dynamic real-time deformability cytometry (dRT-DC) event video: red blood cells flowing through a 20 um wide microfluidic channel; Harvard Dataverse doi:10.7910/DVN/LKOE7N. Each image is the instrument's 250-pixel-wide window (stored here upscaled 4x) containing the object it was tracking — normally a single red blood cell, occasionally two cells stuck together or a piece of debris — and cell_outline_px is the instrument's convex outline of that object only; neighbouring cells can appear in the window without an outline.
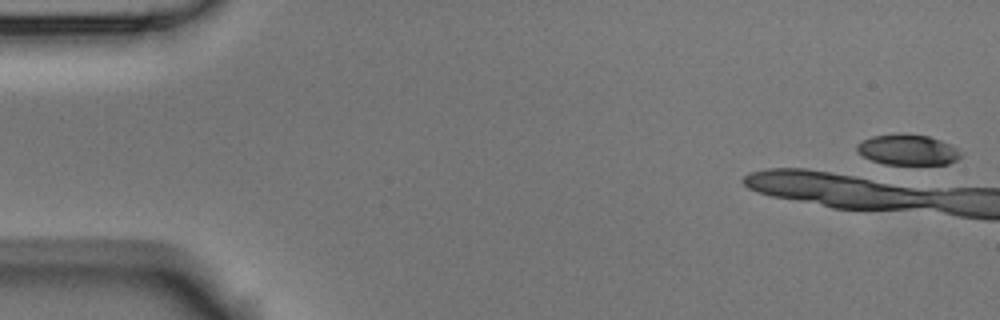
{"species": "Egyptian fruit bat (a non-hibernating species)", "species_latin": "Rousettus aegyptiacus", "temperature_condition": "room temperature", "stored_images_in_passage": 1, "camera_frame_rate_fps": 3000, "um_per_image_px": 0.085, "animal": {"sex": "male"}, "frame": {"image": 1, "passage_image": 1, "time_ms": 0.0, "image_size_px": [1000, 320], "cell_outline_px": [[960, 156], [956, 160], [948, 164], [884, 164], [872, 160], [864, 156], [856, 148], [856, 144], [872, 136], [904, 132], [928, 136], [952, 144], [960, 152]], "centroid_in_image_um": [77.17, 12.71], "position_along_channel_um": 7.8, "area_um2": 18.5}}